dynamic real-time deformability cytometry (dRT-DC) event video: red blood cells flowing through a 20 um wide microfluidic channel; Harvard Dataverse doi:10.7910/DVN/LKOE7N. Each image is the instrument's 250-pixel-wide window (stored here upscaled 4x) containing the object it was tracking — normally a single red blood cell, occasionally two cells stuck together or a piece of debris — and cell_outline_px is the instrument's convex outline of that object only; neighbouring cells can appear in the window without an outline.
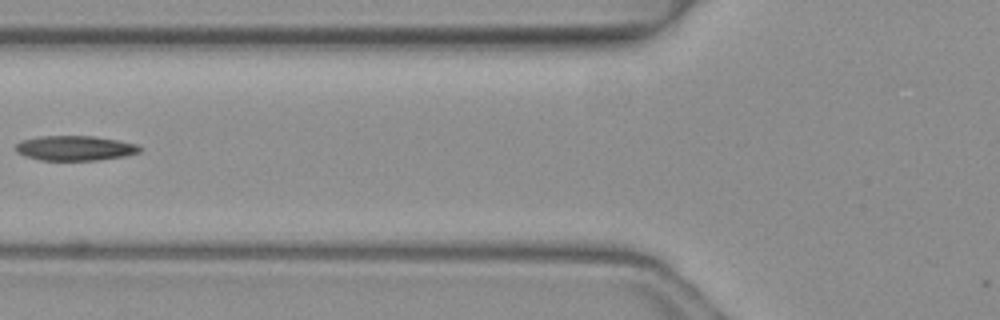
{"species": "common noctule bat (a hibernating species)", "species_latin": "Nyctalus noctula", "temperature_condition": "warm", "stored_images_in_passage": 4, "camera_frame_rate_fps": 3000, "um_per_image_px": 0.085, "animal": {"sex": "female", "body_mass_g": 19.3, "forearm_length_mm": 54.1}, "frame": {"image": 1, "passage_image": 4, "time_ms": 1.0, "image_size_px": [1000, 320], "cell_outline_px": [[140, 152], [124, 156], [96, 160], [40, 160], [24, 156], [16, 152], [16, 144], [24, 140], [40, 136], [92, 136], [116, 140], [136, 144], [140, 148]], "centroid_in_image_um": [6.34, 12.59], "position_along_channel_um": 119.5, "area_um2": 17.74}}